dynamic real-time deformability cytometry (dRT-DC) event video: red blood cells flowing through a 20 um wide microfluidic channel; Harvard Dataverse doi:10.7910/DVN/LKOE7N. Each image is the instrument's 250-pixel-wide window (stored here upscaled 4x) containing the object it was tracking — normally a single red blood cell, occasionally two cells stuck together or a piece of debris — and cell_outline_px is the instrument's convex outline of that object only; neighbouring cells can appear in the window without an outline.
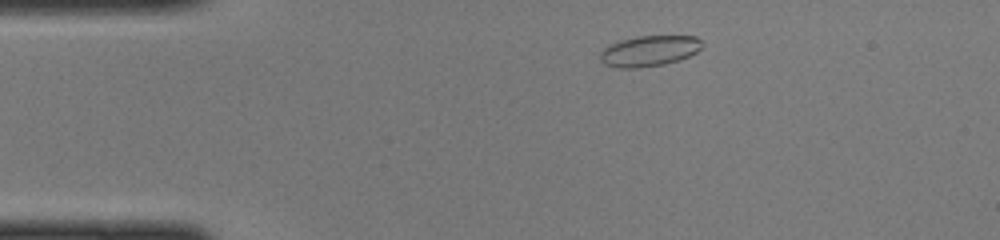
{"species": "common noctule bat (a hibernating species)", "species_latin": "Nyctalus noctula", "temperature_condition": "cold", "stored_images_in_passage": 42, "camera_frame_rate_fps": 3000, "um_per_image_px": 0.085, "animal": {"sex": "female", "body_mass_g": 22.0, "forearm_length_mm": 56.7}, "frame": {"image": 1, "passage_image": 4, "time_ms": 1.0, "image_size_px": [1000, 240], "cell_outline_px": [[704, 44], [696, 52], [688, 56], [664, 64], [640, 68], [616, 68], [604, 64], [600, 60], [600, 52], [608, 44], [620, 40], [636, 36], [696, 36]], "centroid_in_image_um": [55.14, 4.33], "position_along_channel_um": 29.9, "area_um2": 18.32}}
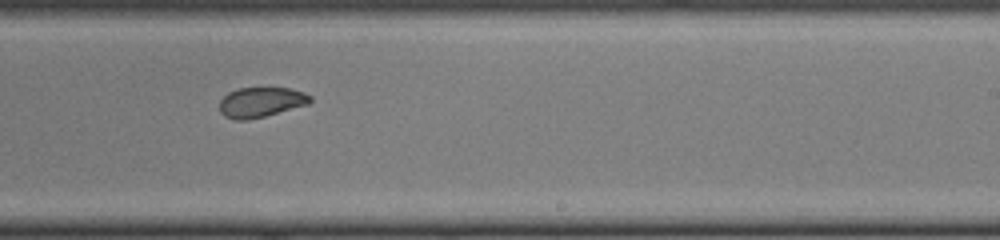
{"frame": {"image": 2, "passage_image": 24, "time_ms": 7.667, "image_size_px": [1000, 240], "cell_outline_px": [[312, 100], [308, 104], [264, 116], [248, 120], [236, 120], [224, 116], [220, 112], [220, 100], [228, 92], [236, 88], [292, 88], [304, 92], [312, 96]], "centroid_in_image_um": [22.18, 8.68], "position_along_channel_um": 266.8, "area_um2": 15.9}}
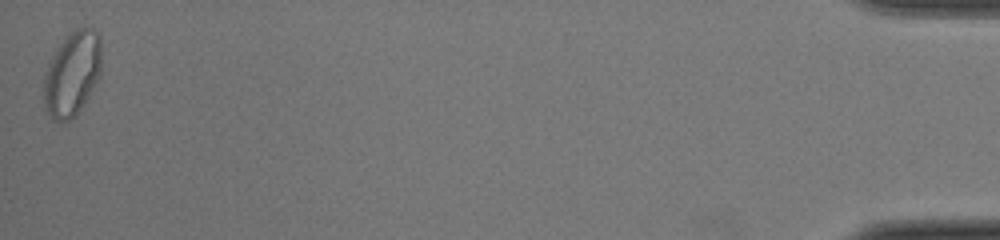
{"frame": {"image": 3, "passage_image": 42, "time_ms": 13.667, "image_size_px": [1000, 240], "cell_outline_px": [[100, 76], [84, 104], [76, 116], [68, 120], [52, 120], [44, 108], [44, 72], [48, 60], [56, 48], [76, 28], [92, 28], [100, 36]], "centroid_in_image_um": [6.11, 6.29], "position_along_channel_um": 429.1, "area_um2": 28.44}}